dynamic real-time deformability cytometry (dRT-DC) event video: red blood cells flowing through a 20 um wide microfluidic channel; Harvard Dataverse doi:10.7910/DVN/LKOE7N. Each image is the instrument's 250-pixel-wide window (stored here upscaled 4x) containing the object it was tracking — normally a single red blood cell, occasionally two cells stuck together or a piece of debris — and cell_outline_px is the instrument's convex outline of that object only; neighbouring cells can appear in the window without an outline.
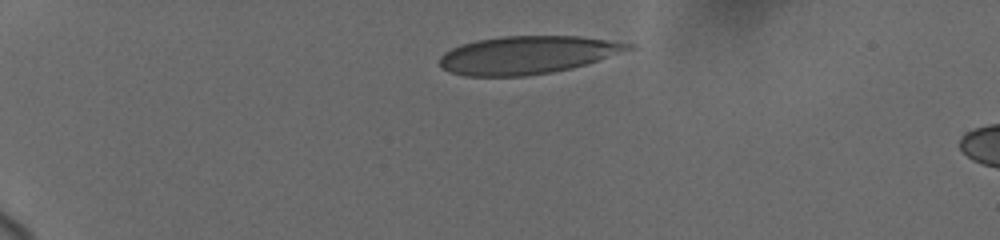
{"species": "human", "species_latin": "Homo sapiens", "temperature_condition": "cold", "stored_images_in_passage": 7, "camera_frame_rate_fps": 3000, "um_per_image_px": 0.085, "donor": {"sex": "female"}, "frame": {"image": 1, "passage_image": 1, "time_ms": 0.0, "image_size_px": [1000, 240], "cell_outline_px": [[636, 48], [572, 68], [552, 72], [524, 76], [464, 76], [440, 68], [440, 56], [444, 52], [452, 48], [476, 40], [500, 36], [580, 36], [636, 44]], "centroid_in_image_um": [44.83, 4.67], "position_along_channel_um": 40.2, "area_um2": 41.67}}